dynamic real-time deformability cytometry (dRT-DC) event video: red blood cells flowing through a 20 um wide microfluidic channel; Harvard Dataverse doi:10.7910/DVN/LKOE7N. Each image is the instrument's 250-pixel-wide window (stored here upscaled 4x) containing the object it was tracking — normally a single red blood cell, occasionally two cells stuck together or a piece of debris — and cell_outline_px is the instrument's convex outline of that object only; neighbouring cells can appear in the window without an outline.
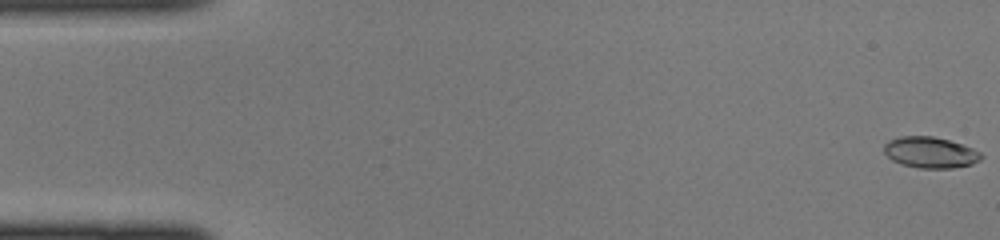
{"species": "common noctule bat (a hibernating species)", "species_latin": "Nyctalus noctula", "temperature_condition": "cold", "stored_images_in_passage": 45, "camera_frame_rate_fps": 3000, "um_per_image_px": 0.085, "animal": {"sex": "female", "body_mass_g": 22.0, "forearm_length_mm": 56.7}, "frame": {"image": 1, "passage_image": 1, "time_ms": 0.0, "image_size_px": [1000, 240], "cell_outline_px": [[984, 156], [980, 160], [972, 164], [952, 168], [920, 168], [900, 164], [892, 160], [884, 152], [884, 144], [888, 140], [900, 136], [932, 136], [948, 140], [972, 148], [980, 152]], "centroid_in_image_um": [79.06, 12.96], "position_along_channel_um": 5.9, "area_um2": 17.57}}
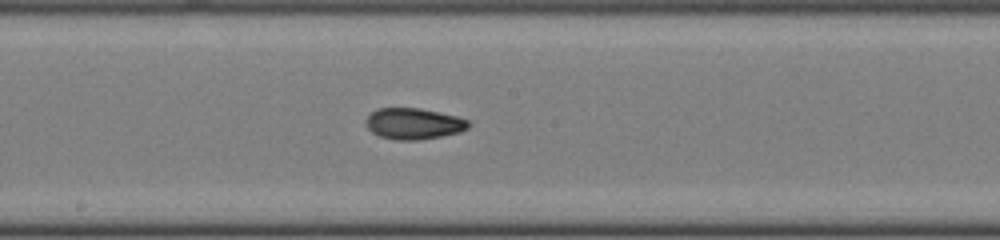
{"frame": {"image": 2, "passage_image": 24, "time_ms": 7.667, "image_size_px": [1000, 240], "cell_outline_px": [[472, 124], [468, 128], [460, 132], [440, 136], [416, 140], [396, 140], [380, 136], [372, 132], [364, 124], [364, 120], [376, 108], [420, 108], [456, 116], [468, 120]], "centroid_in_image_um": [35.14, 10.51], "position_along_channel_um": 213.1, "area_um2": 18.67}}
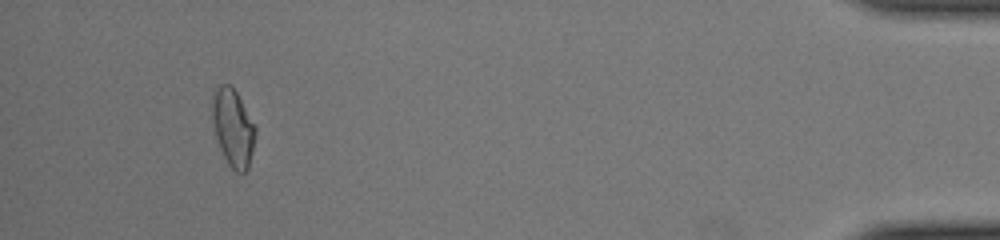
{"frame": {"image": 3, "passage_image": 42, "time_ms": 13.667, "image_size_px": [1000, 240], "cell_outline_px": [[256, 132], [252, 152], [248, 168], [244, 172], [236, 172], [228, 164], [220, 148], [216, 136], [212, 120], [212, 92], [220, 84], [228, 84], [236, 92], [256, 128]], "centroid_in_image_um": [19.79, 10.85], "position_along_channel_um": 415.4, "area_um2": 19.19}}